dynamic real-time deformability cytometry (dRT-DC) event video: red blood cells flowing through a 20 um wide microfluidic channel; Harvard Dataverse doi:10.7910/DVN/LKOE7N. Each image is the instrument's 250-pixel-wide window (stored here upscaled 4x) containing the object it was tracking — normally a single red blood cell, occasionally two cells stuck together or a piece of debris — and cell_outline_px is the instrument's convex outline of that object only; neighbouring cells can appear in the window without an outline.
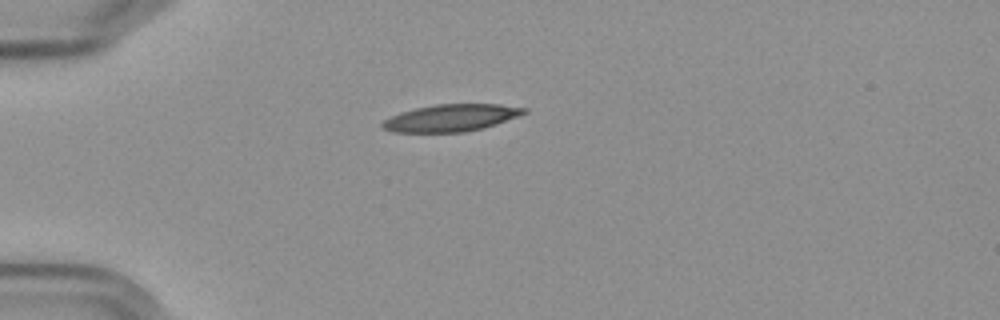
{"species": "Egyptian fruit bat (a non-hibernating species)", "species_latin": "Rousettus aegyptiacus", "temperature_condition": "cold", "stored_images_in_passage": 12, "camera_frame_rate_fps": 3000, "um_per_image_px": 0.085, "frame": {"image": 1, "passage_image": 1, "time_ms": 0.0, "image_size_px": [1000, 320], "cell_outline_px": [[528, 112], [496, 124], [484, 128], [464, 132], [392, 132], [380, 128], [380, 124], [384, 120], [400, 112], [416, 108], [436, 104], [500, 104], [528, 108]], "centroid_in_image_um": [38.33, 10.02], "position_along_channel_um": 46.7, "area_um2": 22.43}}
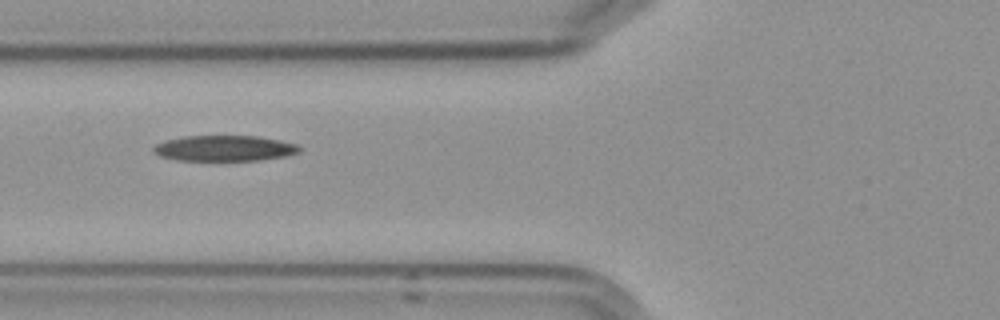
{"frame": {"image": 2, "passage_image": 3, "time_ms": 2.333, "image_size_px": [1000, 320], "cell_outline_px": [[300, 152], [284, 156], [260, 160], [176, 160], [160, 156], [152, 152], [152, 148], [156, 144], [164, 140], [184, 136], [256, 136], [280, 140], [296, 144], [300, 148]], "centroid_in_image_um": [19.03, 12.6], "position_along_channel_um": 106.8, "area_um2": 21.79}}
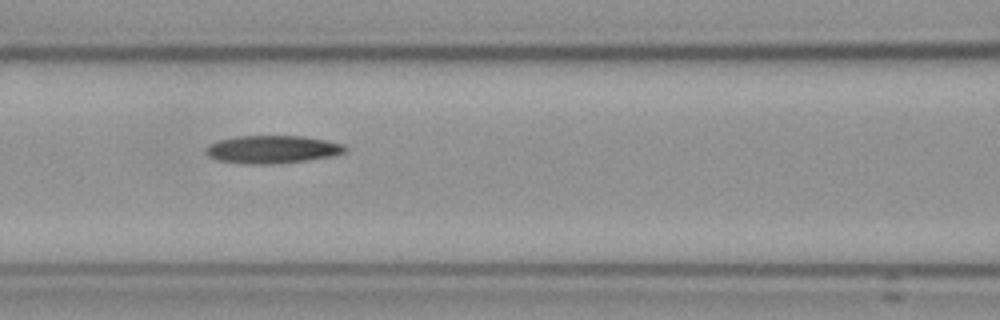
{"frame": {"image": 3, "passage_image": 4, "time_ms": 3.333, "image_size_px": [1000, 320], "cell_outline_px": [[348, 152], [332, 156], [304, 160], [272, 164], [244, 164], [216, 160], [208, 156], [204, 152], [204, 148], [208, 144], [216, 140], [236, 136], [304, 136], [328, 140], [344, 144], [348, 148]], "centroid_in_image_um": [23.12, 12.69], "position_along_channel_um": 143.5, "area_um2": 23.0}, "authors_computed_cell_mechanics": {"area_um2": 22.253, "velocity_mm_per_s": 3.6125, "shape_relaxation_time_tau1_ms": 4.1646, "shape_relaxation_time_tau2_ms": 5.2228, "deformation_change_tau1": 0.1475, "deformation_change_tau2": 0.123}}